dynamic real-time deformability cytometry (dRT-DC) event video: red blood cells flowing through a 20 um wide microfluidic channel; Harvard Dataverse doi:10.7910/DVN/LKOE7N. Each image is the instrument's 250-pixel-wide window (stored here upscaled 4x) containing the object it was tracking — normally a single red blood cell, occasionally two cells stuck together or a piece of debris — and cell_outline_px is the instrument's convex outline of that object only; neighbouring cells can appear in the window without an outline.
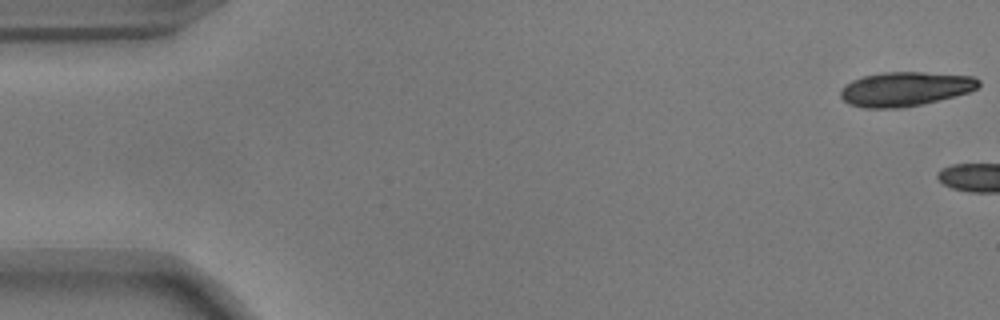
{"species": "common noctule bat (a hibernating species)", "species_latin": "Nyctalus noctula", "temperature_condition": "warm", "stored_images_in_passage": 3, "camera_frame_rate_fps": 3000, "um_per_image_px": 0.085, "animal": {"sex": "male", "body_mass_g": 17.9}, "frame": {"image": 1, "passage_image": 1, "time_ms": 0.0, "image_size_px": [1000, 320], "cell_outline_px": [[980, 84], [976, 88], [968, 92], [920, 104], [900, 108], [864, 108], [848, 104], [840, 96], [840, 88], [844, 84], [852, 80], [864, 76], [884, 72], [924, 72], [972, 76], [980, 80]], "centroid_in_image_um": [76.88, 7.56], "position_along_channel_um": 8.1, "area_um2": 27.46}}